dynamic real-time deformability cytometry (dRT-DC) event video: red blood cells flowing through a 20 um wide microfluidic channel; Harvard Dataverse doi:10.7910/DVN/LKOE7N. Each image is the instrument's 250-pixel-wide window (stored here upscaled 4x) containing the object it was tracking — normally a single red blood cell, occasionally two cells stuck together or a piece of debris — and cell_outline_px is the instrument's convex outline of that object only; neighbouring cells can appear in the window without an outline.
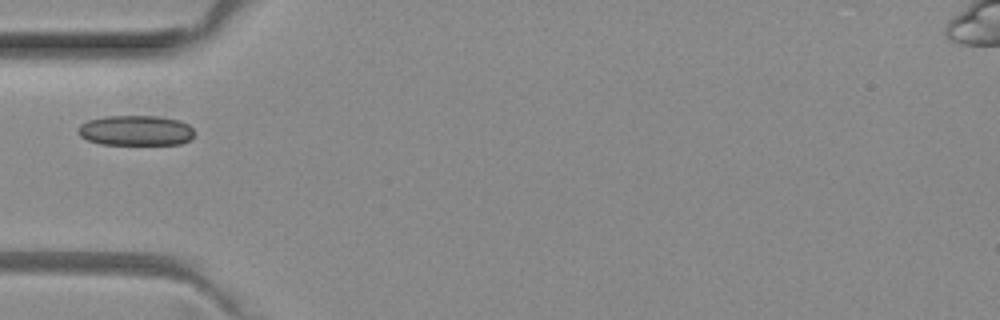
{"species": "common noctule bat (a hibernating species)", "species_latin": "Nyctalus noctula", "temperature_condition": "room temperature", "stored_images_in_passage": 3, "camera_frame_rate_fps": 3000, "um_per_image_px": 0.085, "animal": {"sex": "female", "body_mass_g": 29.2, "forearm_length_mm": 56.3}, "frame": {"image": 1, "passage_image": 3, "time_ms": 0.667, "image_size_px": [1000, 320], "cell_outline_px": [[196, 132], [188, 140], [180, 144], [100, 144], [88, 140], [80, 136], [76, 132], [76, 128], [80, 124], [88, 120], [104, 116], [156, 116], [180, 120], [188, 124]], "centroid_in_image_um": [11.51, 11.08], "position_along_channel_um": 73.5, "area_um2": 20.63}}